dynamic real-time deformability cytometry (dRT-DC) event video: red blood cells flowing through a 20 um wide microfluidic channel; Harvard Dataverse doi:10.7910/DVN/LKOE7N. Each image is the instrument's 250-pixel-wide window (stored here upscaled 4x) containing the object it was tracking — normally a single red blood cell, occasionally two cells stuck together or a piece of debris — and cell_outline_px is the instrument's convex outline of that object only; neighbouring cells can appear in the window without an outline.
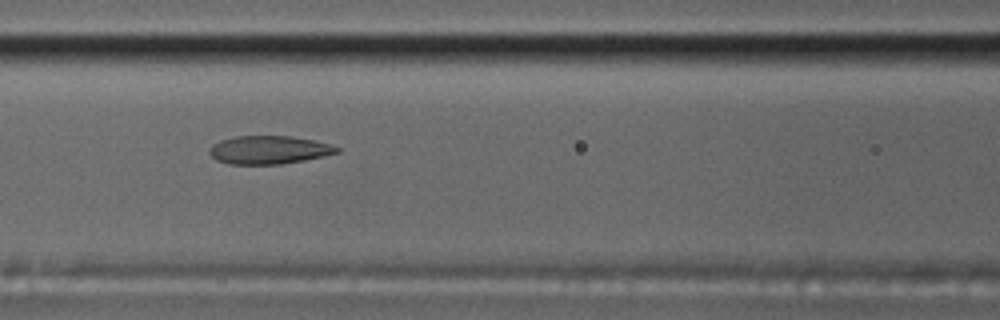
{"species": "common noctule bat (a hibernating species)", "species_latin": "Nyctalus noctula", "temperature_condition": "cold", "stored_images_in_passage": 7, "camera_frame_rate_fps": 3000, "um_per_image_px": 0.085, "animal": {"sex": "male", "body_mass_g": 17.5, "forearm_length_mm": 52.3}, "frame": {"image": 1, "passage_image": 6, "time_ms": 1.667, "image_size_px": [1000, 320], "cell_outline_px": [[340, 152], [324, 156], [304, 160], [280, 164], [228, 164], [216, 160], [208, 152], [208, 148], [212, 144], [220, 140], [236, 136], [292, 136], [312, 140], [328, 144], [340, 148]], "centroid_in_image_um": [22.82, 12.74], "position_along_channel_um": 143.8, "area_um2": 20.98}}